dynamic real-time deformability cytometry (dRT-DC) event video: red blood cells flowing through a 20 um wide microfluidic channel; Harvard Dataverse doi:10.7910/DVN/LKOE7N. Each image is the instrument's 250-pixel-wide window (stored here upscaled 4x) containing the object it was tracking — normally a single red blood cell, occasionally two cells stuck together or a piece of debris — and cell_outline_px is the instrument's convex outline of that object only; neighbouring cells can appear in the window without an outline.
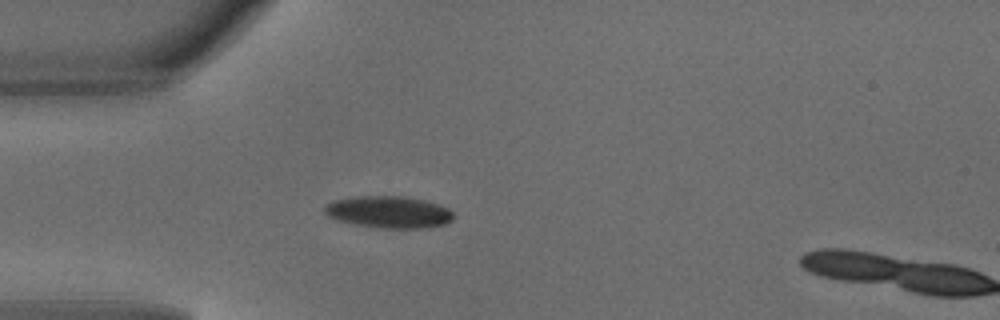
{"species": "common noctule bat (a hibernating species)", "species_latin": "Nyctalus noctula", "temperature_condition": "warm", "stored_images_in_passage": 3, "camera_frame_rate_fps": 3000, "um_per_image_px": 0.085, "animal": {"sex": "male", "body_mass_g": 18.8}, "frame": {"image": 1, "passage_image": 2, "time_ms": 0.333, "image_size_px": [1000, 320], "cell_outline_px": [[452, 220], [444, 224], [420, 228], [384, 228], [356, 224], [336, 220], [328, 216], [324, 212], [324, 208], [332, 200], [356, 196], [404, 196], [424, 200], [448, 208], [452, 212]], "centroid_in_image_um": [33.01, 18.01], "position_along_channel_um": 52.0, "area_um2": 23.76}}